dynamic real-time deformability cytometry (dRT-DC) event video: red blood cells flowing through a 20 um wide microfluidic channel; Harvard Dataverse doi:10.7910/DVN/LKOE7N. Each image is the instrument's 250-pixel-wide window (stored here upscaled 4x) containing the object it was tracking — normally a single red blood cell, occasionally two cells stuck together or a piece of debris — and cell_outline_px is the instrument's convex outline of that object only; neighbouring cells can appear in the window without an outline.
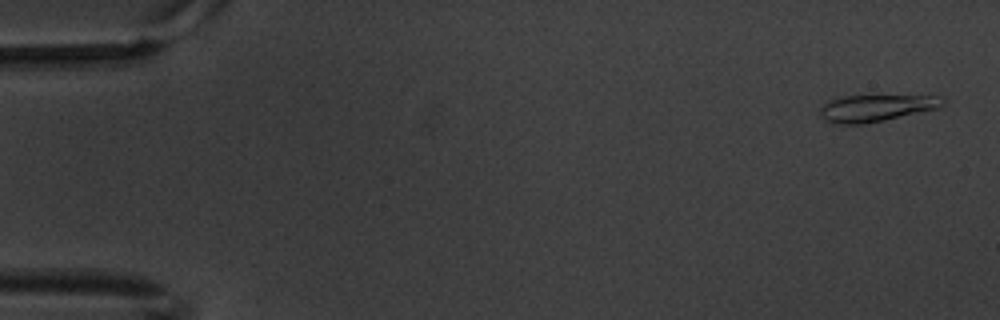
{"species": "common noctule bat (a hibernating species)", "species_latin": "Nyctalus noctula", "temperature_condition": "warm", "stored_images_in_passage": 5, "camera_frame_rate_fps": 3000, "um_per_image_px": 0.085, "animal": {"sex": "male", "body_mass_g": 20.1, "forearm_length_mm": 53.5}, "frame": {"image": 1, "passage_image": 1, "time_ms": 0.0, "image_size_px": [1000, 320], "cell_outline_px": [[944, 104], [940, 108], [884, 120], [864, 124], [840, 124], [824, 120], [820, 116], [820, 108], [828, 100], [844, 96], [944, 96]], "centroid_in_image_um": [74.47, 9.18], "position_along_channel_um": 10.5, "area_um2": 19.13}}